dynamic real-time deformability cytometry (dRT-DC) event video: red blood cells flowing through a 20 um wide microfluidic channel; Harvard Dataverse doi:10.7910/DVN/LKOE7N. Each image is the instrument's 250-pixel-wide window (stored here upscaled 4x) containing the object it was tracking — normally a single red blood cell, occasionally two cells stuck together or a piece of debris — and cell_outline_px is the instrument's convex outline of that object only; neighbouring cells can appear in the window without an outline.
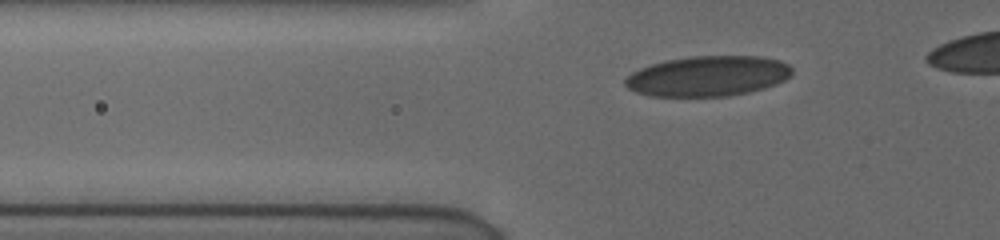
{"species": "human", "species_latin": "Homo sapiens", "temperature_condition": "cold", "stored_images_in_passage": 39, "camera_frame_rate_fps": 3000, "um_per_image_px": 0.085, "donor": {"sex": "female"}, "frame": {"image": 1, "passage_image": 8, "time_ms": 2.333, "image_size_px": [1000, 240], "cell_outline_px": [[792, 76], [776, 84], [764, 88], [748, 92], [728, 96], [648, 96], [636, 92], [628, 88], [624, 84], [624, 80], [632, 72], [640, 68], [652, 64], [668, 60], [696, 56], [764, 56], [780, 60], [788, 64], [792, 68]], "centroid_in_image_um": [60.2, 6.47], "position_along_channel_um": 65.6, "area_um2": 39.25}}
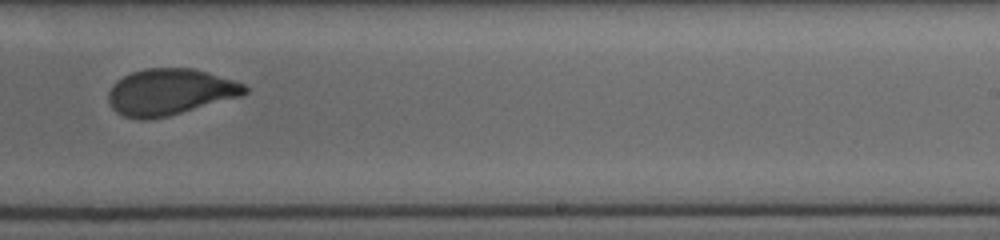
{"frame": {"image": 2, "passage_image": 25, "time_ms": 8.0, "image_size_px": [1000, 240], "cell_outline_px": [[248, 92], [244, 96], [168, 116], [148, 120], [136, 120], [124, 116], [116, 112], [112, 108], [108, 100], [108, 92], [112, 84], [116, 80], [132, 72], [144, 68], [192, 68], [232, 80], [244, 84], [248, 88]], "centroid_in_image_um": [14.42, 7.83], "position_along_channel_um": 274.6, "area_um2": 37.05}}
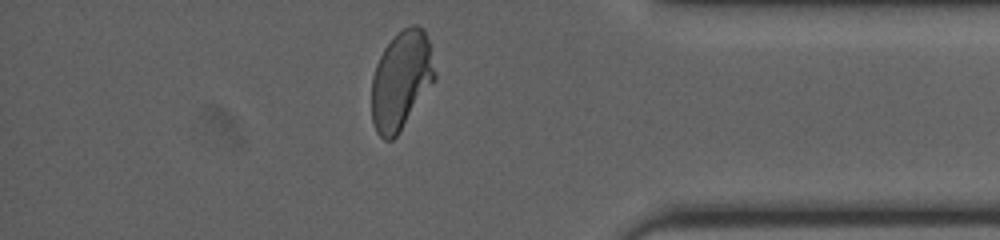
{"frame": {"image": 3, "passage_image": 36, "time_ms": 11.667, "image_size_px": [1000, 240], "cell_outline_px": [[436, 80], [396, 136], [392, 140], [384, 140], [376, 132], [372, 120], [372, 76], [376, 64], [384, 48], [396, 32], [412, 24], [416, 24], [424, 28], [428, 40], [436, 76]], "centroid_in_image_um": [34.1, 6.8], "position_along_channel_um": 401.1, "area_um2": 36.3}}